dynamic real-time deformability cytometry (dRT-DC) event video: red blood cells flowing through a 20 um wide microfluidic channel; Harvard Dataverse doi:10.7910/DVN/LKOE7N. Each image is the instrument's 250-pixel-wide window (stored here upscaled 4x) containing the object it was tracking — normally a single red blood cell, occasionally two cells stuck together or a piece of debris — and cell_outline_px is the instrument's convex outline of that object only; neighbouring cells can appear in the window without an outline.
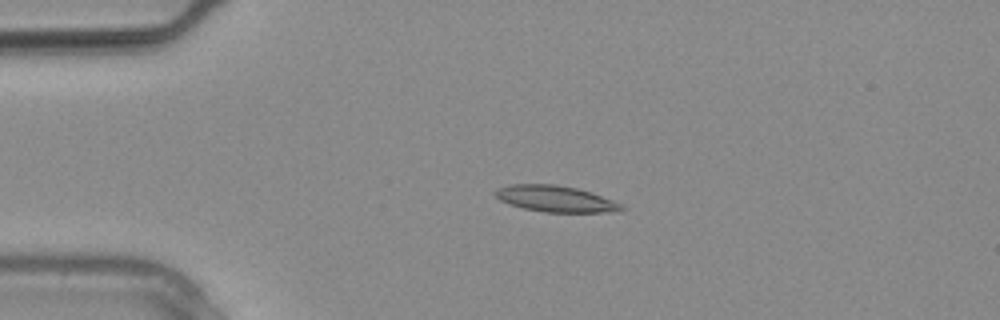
{"species": "common noctule bat (a hibernating species)", "species_latin": "Nyctalus noctula", "temperature_condition": "warm", "stored_images_in_passage": 10, "camera_frame_rate_fps": 3000, "um_per_image_px": 0.085, "animal": {"sex": "male", "body_mass_g": 20.4}, "frame": {"image": 1, "passage_image": 6, "time_ms": 1.667, "image_size_px": [1000, 320], "cell_outline_px": [[624, 208], [604, 212], [544, 212], [524, 208], [508, 204], [500, 200], [492, 192], [496, 188], [508, 184], [556, 184], [576, 188], [592, 192], [612, 200], [620, 204]], "centroid_in_image_um": [47.12, 16.88], "position_along_channel_um": 37.9, "area_um2": 19.19}}
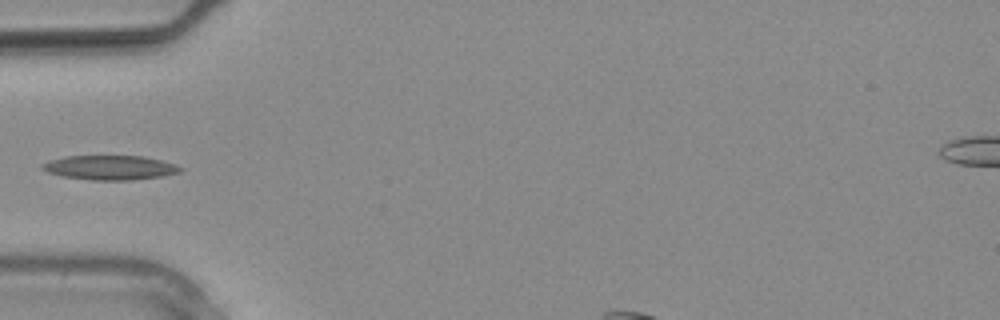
{"frame": {"image": 2, "passage_image": 9, "time_ms": 2.667, "image_size_px": [1000, 320], "cell_outline_px": [[184, 168], [180, 172], [160, 176], [132, 180], [92, 180], [60, 176], [48, 172], [40, 168], [40, 164], [48, 160], [64, 156], [144, 156], [176, 164]], "centroid_in_image_um": [9.31, 14.24], "position_along_channel_um": 75.7, "area_um2": 19.77}}